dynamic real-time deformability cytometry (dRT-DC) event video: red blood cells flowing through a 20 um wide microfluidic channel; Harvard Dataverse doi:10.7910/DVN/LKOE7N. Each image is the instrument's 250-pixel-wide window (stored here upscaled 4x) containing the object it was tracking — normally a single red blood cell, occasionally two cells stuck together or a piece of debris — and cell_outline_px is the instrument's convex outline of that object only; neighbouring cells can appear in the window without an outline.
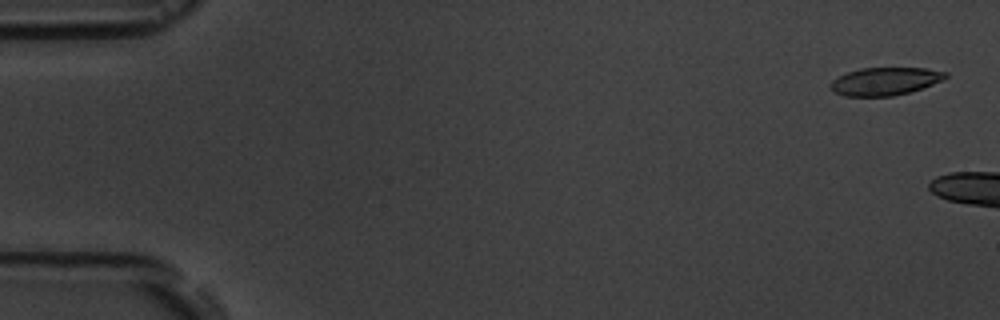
{"species": "common noctule bat (a hibernating species)", "species_latin": "Nyctalus noctula", "temperature_condition": "room temperature", "stored_images_in_passage": 3, "camera_frame_rate_fps": 3000, "um_per_image_px": 0.085, "animal": {"sex": "male", "body_mass_g": 19.5, "forearm_length_mm": 54.6}, "frame": {"image": 1, "passage_image": 1, "time_ms": 0.0, "image_size_px": [1000, 320], "cell_outline_px": [[948, 76], [944, 80], [908, 92], [892, 96], [844, 96], [832, 92], [828, 84], [832, 80], [848, 72], [860, 68], [924, 68], [948, 72]], "centroid_in_image_um": [75.2, 6.91], "position_along_channel_um": 9.8, "area_um2": 18.67}}